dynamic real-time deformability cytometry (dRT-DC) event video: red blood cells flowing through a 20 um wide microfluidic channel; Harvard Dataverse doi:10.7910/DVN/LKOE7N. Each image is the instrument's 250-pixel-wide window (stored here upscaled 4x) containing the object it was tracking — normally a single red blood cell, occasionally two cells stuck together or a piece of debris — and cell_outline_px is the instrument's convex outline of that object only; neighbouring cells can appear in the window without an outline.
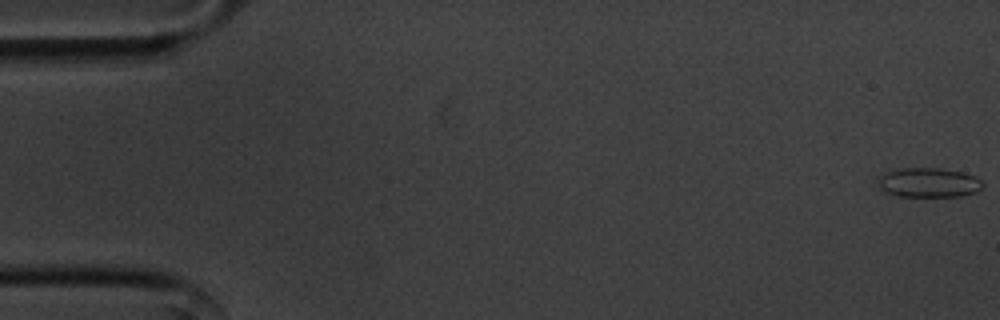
{"species": "common noctule bat (a hibernating species)", "species_latin": "Nyctalus noctula", "temperature_condition": "cold", "stored_images_in_passage": 55, "camera_frame_rate_fps": 3000, "um_per_image_px": 0.085, "animal": {"sex": "male", "body_mass_g": 20.1, "forearm_length_mm": 53.5}, "frame": {"image": 1, "passage_image": 1, "time_ms": 0.0, "image_size_px": [1000, 320], "cell_outline_px": [[984, 184], [976, 192], [964, 196], [896, 196], [880, 188], [880, 176], [884, 172], [904, 168], [936, 168], [964, 172], [976, 176]], "centroid_in_image_um": [78.98, 15.52], "position_along_channel_um": 6.0, "area_um2": 17.86}}
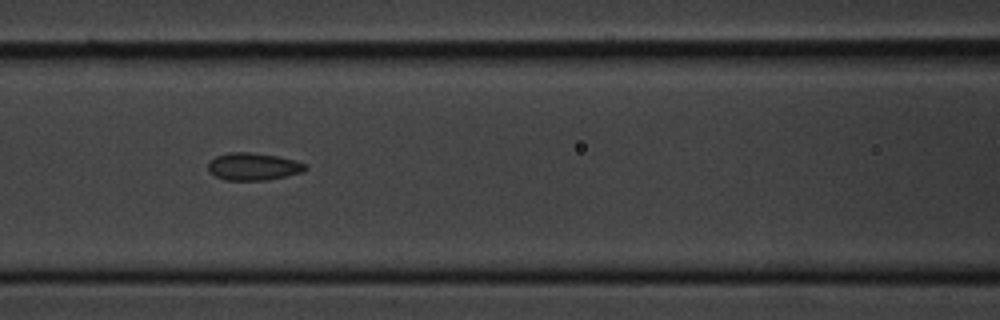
{"frame": {"image": 2, "passage_image": 24, "time_ms": 7.667, "image_size_px": [1000, 320], "cell_outline_px": [[308, 168], [304, 172], [268, 180], [224, 180], [208, 172], [208, 160], [216, 156], [228, 152], [252, 152], [276, 156], [296, 160], [308, 164]], "centroid_in_image_um": [21.54, 14.15], "position_along_channel_um": 145.1, "area_um2": 15.84}}
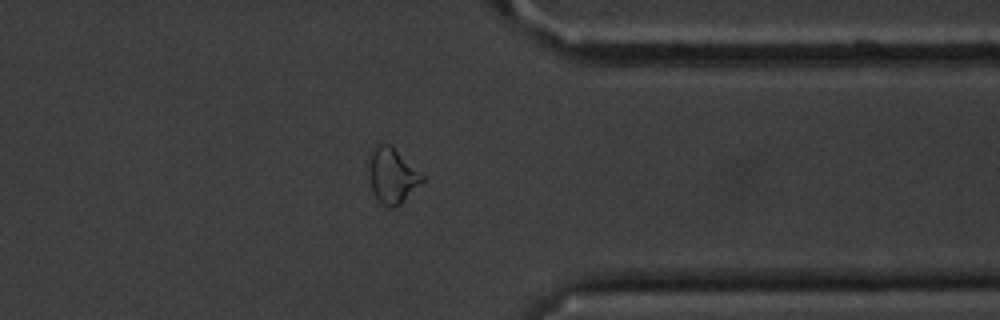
{"frame": {"image": 3, "passage_image": 44, "time_ms": 14.333, "image_size_px": [1000, 320], "cell_outline_px": [[424, 180], [400, 204], [392, 208], [388, 208], [376, 196], [368, 180], [368, 164], [372, 144], [388, 144], [424, 176]], "centroid_in_image_um": [33.28, 14.91], "position_along_channel_um": 378.1, "area_um2": 16.88}}